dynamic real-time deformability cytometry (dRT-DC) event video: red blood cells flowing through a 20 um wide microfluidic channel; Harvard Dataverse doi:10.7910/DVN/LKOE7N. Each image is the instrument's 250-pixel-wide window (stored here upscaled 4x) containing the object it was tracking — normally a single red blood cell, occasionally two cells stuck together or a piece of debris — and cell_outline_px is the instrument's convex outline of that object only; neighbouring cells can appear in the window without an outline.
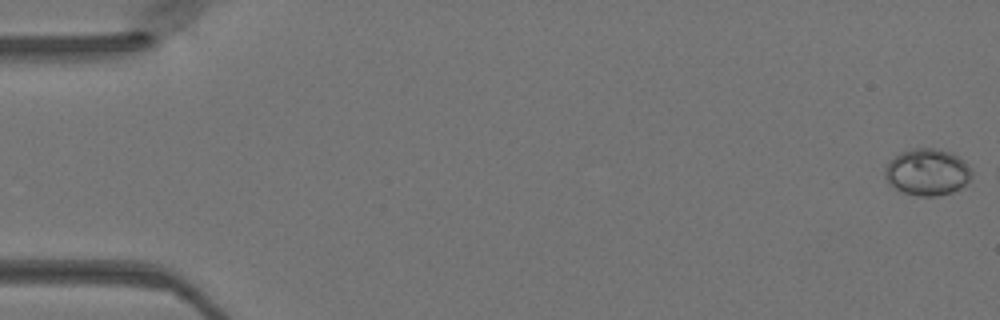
{"species": "Egyptian fruit bat (a non-hibernating species)", "species_latin": "Rousettus aegyptiacus", "temperature_condition": "warm", "stored_images_in_passage": 6, "camera_frame_rate_fps": 3000, "um_per_image_px": 0.085, "animal": {"sex": "female"}, "frame": {"image": 1, "passage_image": 1, "time_ms": 0.0, "image_size_px": [1000, 320], "cell_outline_px": [[972, 176], [960, 188], [952, 192], [936, 196], [920, 196], [904, 192], [888, 184], [884, 176], [884, 168], [888, 160], [900, 152], [912, 148], [932, 148], [948, 152], [964, 160], [968, 164], [972, 172]], "centroid_in_image_um": [78.78, 14.62], "position_along_channel_um": 6.2, "area_um2": 23.64}}